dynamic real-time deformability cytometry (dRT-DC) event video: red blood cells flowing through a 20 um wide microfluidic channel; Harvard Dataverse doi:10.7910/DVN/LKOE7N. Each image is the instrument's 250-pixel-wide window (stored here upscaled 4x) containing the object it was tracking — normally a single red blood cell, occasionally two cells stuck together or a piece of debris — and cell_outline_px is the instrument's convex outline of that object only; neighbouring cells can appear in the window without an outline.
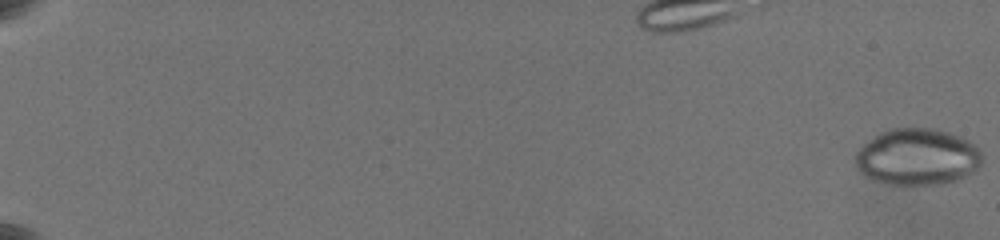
{"species": "common noctule bat (a hibernating species)", "species_latin": "Nyctalus noctula", "temperature_condition": "warm", "stored_images_in_passage": 62, "camera_frame_rate_fps": 3000, "um_per_image_px": 0.085, "animal": {"sex": "female", "body_mass_g": 19.5, "forearm_length_mm": 54.1}, "frame": {"image": 1, "passage_image": 1, "time_ms": 0.0, "image_size_px": [1000, 240], "cell_outline_px": [[984, 160], [972, 172], [956, 180], [944, 184], [888, 184], [872, 180], [864, 176], [856, 168], [852, 160], [856, 152], [864, 144], [880, 132], [888, 128], [932, 128], [948, 132], [960, 136], [968, 140], [980, 148]], "centroid_in_image_um": [77.95, 13.33], "position_along_channel_um": 7.0, "area_um2": 42.19}}
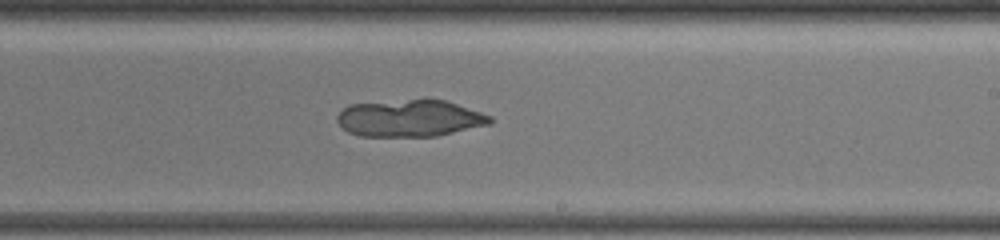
{"frame": {"image": 2, "passage_image": 49, "time_ms": 13.667, "image_size_px": [1000, 240], "cell_outline_px": [[492, 124], [436, 136], [360, 136], [348, 132], [336, 120], [336, 116], [344, 108], [352, 104], [412, 100], [444, 100], [492, 116]], "centroid_in_image_um": [34.85, 10.07], "position_along_channel_um": 254.2, "area_um2": 32.43}}
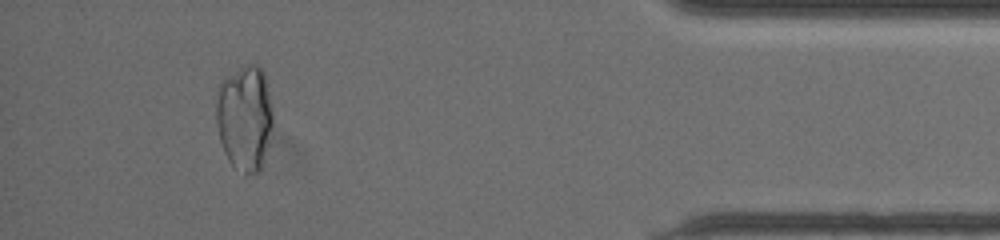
{"frame": {"image": 3, "passage_image": 61, "time_ms": 19.333, "image_size_px": [1000, 240], "cell_outline_px": [[272, 124], [264, 160], [260, 172], [244, 176], [232, 168], [224, 152], [220, 140], [216, 124], [216, 104], [220, 84], [224, 80], [244, 68], [252, 64], [260, 68], [264, 72], [272, 112]], "centroid_in_image_um": [20.79, 10.14], "position_along_channel_um": 414.4, "area_um2": 34.56}}